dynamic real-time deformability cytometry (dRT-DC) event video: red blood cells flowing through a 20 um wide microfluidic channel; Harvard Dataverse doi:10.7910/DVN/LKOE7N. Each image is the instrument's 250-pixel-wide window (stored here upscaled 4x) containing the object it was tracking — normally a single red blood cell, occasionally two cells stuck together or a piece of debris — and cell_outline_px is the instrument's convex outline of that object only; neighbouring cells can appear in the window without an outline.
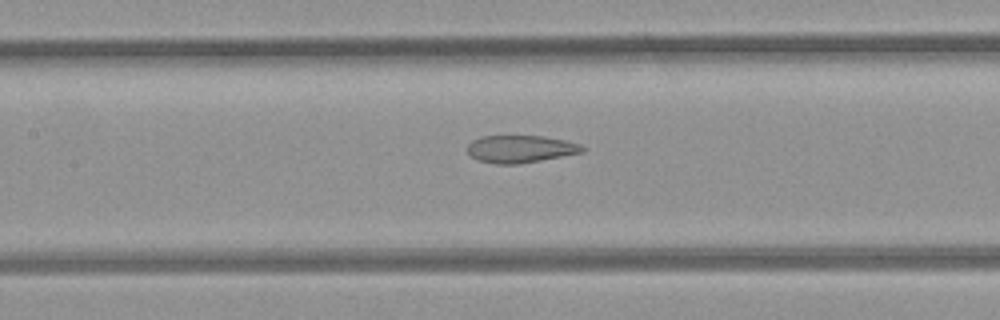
{"species": "common noctule bat (a hibernating species)", "species_latin": "Nyctalus noctula", "temperature_condition": "room temperature", "stored_images_in_passage": 35, "camera_frame_rate_fps": 3000, "um_per_image_px": 0.085, "animal": {"sex": "female", "body_mass_g": 21.9}, "frame": {"image": 1, "passage_image": 18, "time_ms": 5.667, "image_size_px": [1000, 320], "cell_outline_px": [[588, 148], [584, 152], [540, 160], [516, 164], [496, 164], [480, 160], [472, 156], [468, 152], [468, 144], [472, 140], [480, 136], [544, 136], [564, 140], [580, 144]], "centroid_in_image_um": [44.27, 12.65], "position_along_channel_um": 163.1, "area_um2": 18.26}}
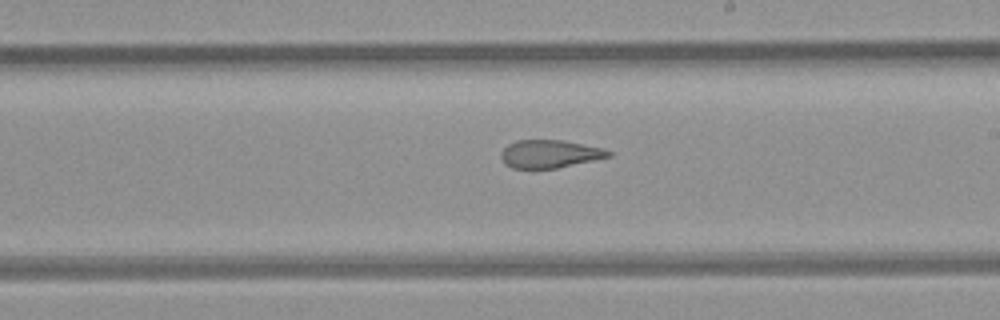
{"frame": {"image": 2, "passage_image": 24, "time_ms": 7.667, "image_size_px": [1000, 320], "cell_outline_px": [[612, 156], [556, 168], [532, 172], [512, 168], [504, 164], [500, 156], [500, 152], [508, 144], [516, 140], [560, 140], [604, 148], [612, 152]], "centroid_in_image_um": [46.65, 13.12], "position_along_channel_um": 242.3, "area_um2": 18.09}}
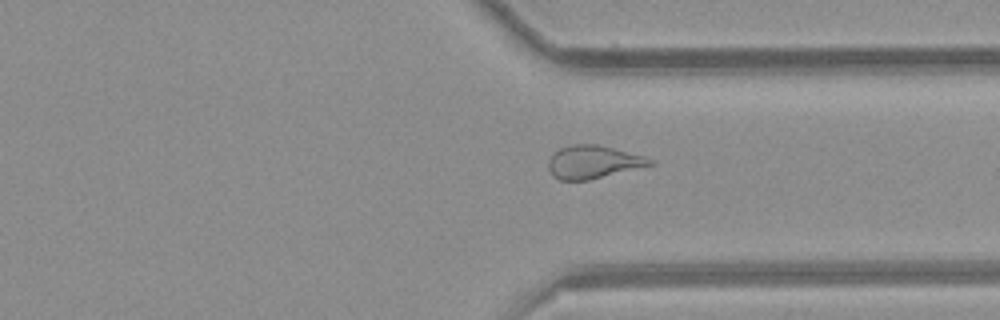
{"frame": {"image": 3, "passage_image": 33, "time_ms": 10.667, "image_size_px": [1000, 320], "cell_outline_px": [[656, 164], [588, 180], [560, 180], [552, 176], [548, 168], [548, 160], [560, 148], [572, 144], [596, 144], [644, 156], [656, 160]], "centroid_in_image_um": [50.43, 13.78], "position_along_channel_um": 361.0, "area_um2": 19.48}}